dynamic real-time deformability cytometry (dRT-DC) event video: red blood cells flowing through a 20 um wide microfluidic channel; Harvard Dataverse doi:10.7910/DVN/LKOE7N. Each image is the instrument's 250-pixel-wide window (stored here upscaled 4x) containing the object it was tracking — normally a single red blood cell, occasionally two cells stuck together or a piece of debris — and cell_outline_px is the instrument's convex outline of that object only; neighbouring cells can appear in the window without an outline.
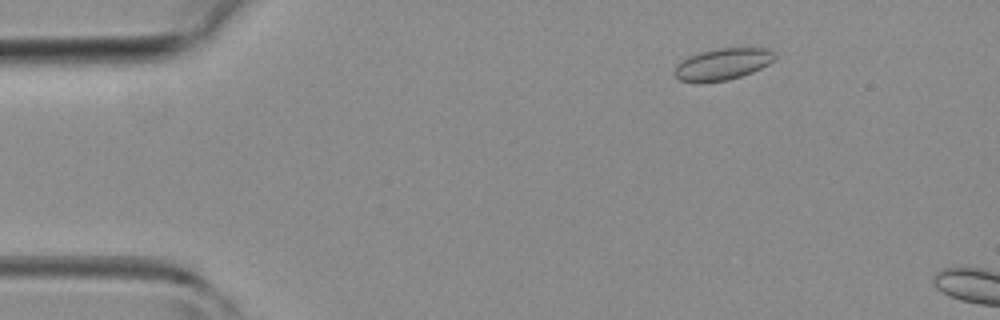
{"species": "common noctule bat (a hibernating species)", "species_latin": "Nyctalus noctula", "temperature_condition": "room temperature", "stored_images_in_passage": 9, "camera_frame_rate_fps": 3000, "um_per_image_px": 0.085, "animal": {"sex": "female", "body_mass_g": 19.3, "forearm_length_mm": 54.1}, "frame": {"image": 1, "passage_image": 6, "time_ms": 1.667, "image_size_px": [1000, 320], "cell_outline_px": [[776, 60], [752, 72], [728, 80], [704, 84], [696, 84], [680, 80], [672, 72], [676, 64], [700, 52], [720, 48], [768, 48], [776, 56]], "centroid_in_image_um": [61.39, 5.48], "position_along_channel_um": 23.6, "area_um2": 18.67}}